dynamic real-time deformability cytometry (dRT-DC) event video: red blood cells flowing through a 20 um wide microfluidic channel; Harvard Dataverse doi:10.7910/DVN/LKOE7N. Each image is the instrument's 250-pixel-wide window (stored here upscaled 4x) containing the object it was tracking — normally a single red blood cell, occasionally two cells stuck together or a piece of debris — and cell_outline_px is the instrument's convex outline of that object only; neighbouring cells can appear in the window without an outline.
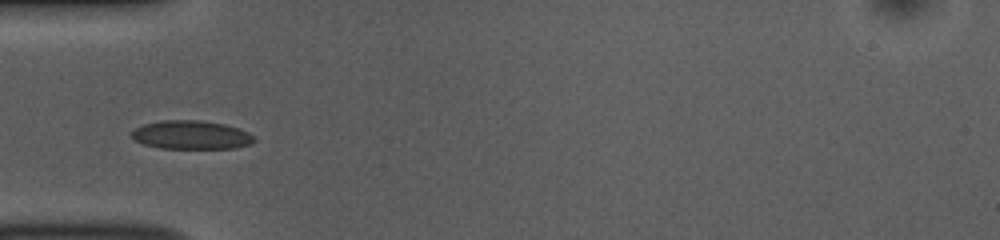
{"species": "common noctule bat (a hibernating species)", "species_latin": "Nyctalus noctula", "temperature_condition": "room temperature", "stored_images_in_passage": 38, "camera_frame_rate_fps": 3000, "um_per_image_px": 0.085, "animal": {"sex": "female", "body_mass_g": 10.0, "forearm_length_mm": 53.1}, "frame": {"image": 1, "passage_image": 1, "time_ms": 0.0, "image_size_px": [1000, 240], "cell_outline_px": [[256, 140], [252, 144], [236, 148], [160, 148], [144, 144], [136, 140], [132, 136], [132, 132], [136, 128], [144, 124], [160, 120], [200, 120], [224, 124], [240, 128], [248, 132]], "centroid_in_image_um": [16.29, 11.46], "position_along_channel_um": 68.7, "area_um2": 20.4}}
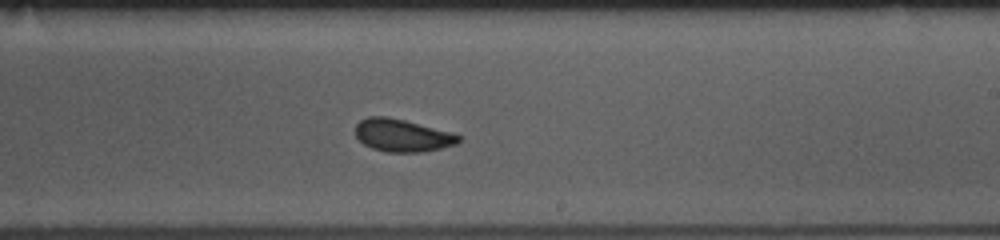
{"frame": {"image": 2, "passage_image": 16, "time_ms": 5.0, "image_size_px": [1000, 240], "cell_outline_px": [[464, 140], [456, 144], [440, 148], [420, 152], [384, 152], [372, 148], [364, 144], [356, 136], [356, 124], [360, 120], [368, 116], [388, 116], [452, 132], [464, 136]], "centroid_in_image_um": [34.23, 11.5], "position_along_channel_um": 254.8, "area_um2": 19.77}}
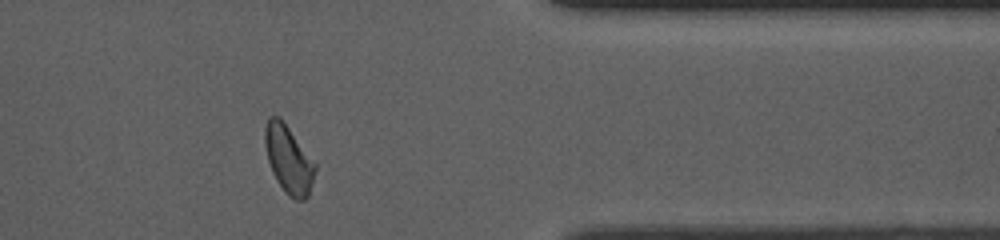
{"frame": {"image": 3, "passage_image": 28, "time_ms": 9.0, "image_size_px": [1000, 240], "cell_outline_px": [[316, 168], [308, 196], [304, 200], [296, 200], [288, 196], [276, 180], [272, 172], [268, 160], [264, 144], [264, 128], [268, 116], [280, 116], [316, 164]], "centroid_in_image_um": [24.5, 13.53], "position_along_channel_um": 386.9, "area_um2": 19.83}, "authors_computed_cell_mechanics": {"area_um2": 19.652, "velocity_mm_per_s": 3.7224, "shape_relaxation_time_tau1_ms": 3.6228, "shape_relaxation_time_tau2_ms": 1.5806, "deformation_change_tau1": 0.099, "deformation_change_tau2": 0.0441}}